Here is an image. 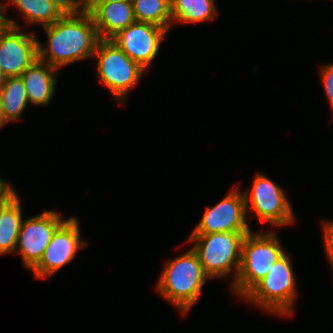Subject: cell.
Returning a JSON list of instances; mask_svg holds the SVG:
<instances>
[{
  "label": "cell",
  "mask_w": 333,
  "mask_h": 333,
  "mask_svg": "<svg viewBox=\"0 0 333 333\" xmlns=\"http://www.w3.org/2000/svg\"><path fill=\"white\" fill-rule=\"evenodd\" d=\"M47 47L38 41V59L57 68L92 58L101 40L89 12L65 14L52 25L43 27Z\"/></svg>",
  "instance_id": "1"
},
{
  "label": "cell",
  "mask_w": 333,
  "mask_h": 333,
  "mask_svg": "<svg viewBox=\"0 0 333 333\" xmlns=\"http://www.w3.org/2000/svg\"><path fill=\"white\" fill-rule=\"evenodd\" d=\"M209 279L198 255L191 248L166 261L156 291L185 315L198 301L202 295V287Z\"/></svg>",
  "instance_id": "2"
},
{
  "label": "cell",
  "mask_w": 333,
  "mask_h": 333,
  "mask_svg": "<svg viewBox=\"0 0 333 333\" xmlns=\"http://www.w3.org/2000/svg\"><path fill=\"white\" fill-rule=\"evenodd\" d=\"M285 249L274 232L258 233L251 231L244 236L241 244V262L238 275L232 285L234 293L243 298L272 265L280 258Z\"/></svg>",
  "instance_id": "3"
},
{
  "label": "cell",
  "mask_w": 333,
  "mask_h": 333,
  "mask_svg": "<svg viewBox=\"0 0 333 333\" xmlns=\"http://www.w3.org/2000/svg\"><path fill=\"white\" fill-rule=\"evenodd\" d=\"M294 274L291 257L285 252L242 299L272 314L291 316L297 297Z\"/></svg>",
  "instance_id": "4"
},
{
  "label": "cell",
  "mask_w": 333,
  "mask_h": 333,
  "mask_svg": "<svg viewBox=\"0 0 333 333\" xmlns=\"http://www.w3.org/2000/svg\"><path fill=\"white\" fill-rule=\"evenodd\" d=\"M249 232H220L191 234L192 250L198 255L204 272L212 278H228L234 273L232 284L238 275L241 262V244Z\"/></svg>",
  "instance_id": "5"
},
{
  "label": "cell",
  "mask_w": 333,
  "mask_h": 333,
  "mask_svg": "<svg viewBox=\"0 0 333 333\" xmlns=\"http://www.w3.org/2000/svg\"><path fill=\"white\" fill-rule=\"evenodd\" d=\"M97 57V74L100 82L115 97L119 104L127 103V93L142 78L146 71L138 63L131 60L111 40H100L93 58Z\"/></svg>",
  "instance_id": "6"
},
{
  "label": "cell",
  "mask_w": 333,
  "mask_h": 333,
  "mask_svg": "<svg viewBox=\"0 0 333 333\" xmlns=\"http://www.w3.org/2000/svg\"><path fill=\"white\" fill-rule=\"evenodd\" d=\"M4 3H0V67L7 77L21 76L38 59V38L23 33L22 26L4 16Z\"/></svg>",
  "instance_id": "7"
},
{
  "label": "cell",
  "mask_w": 333,
  "mask_h": 333,
  "mask_svg": "<svg viewBox=\"0 0 333 333\" xmlns=\"http://www.w3.org/2000/svg\"><path fill=\"white\" fill-rule=\"evenodd\" d=\"M255 176L251 191L248 188L243 192L246 212L251 207L255 218L274 227L294 224L295 217L286 192L266 175L258 173Z\"/></svg>",
  "instance_id": "8"
},
{
  "label": "cell",
  "mask_w": 333,
  "mask_h": 333,
  "mask_svg": "<svg viewBox=\"0 0 333 333\" xmlns=\"http://www.w3.org/2000/svg\"><path fill=\"white\" fill-rule=\"evenodd\" d=\"M78 218L66 219L53 233L39 263L32 269L35 278H48L72 261L78 250L88 246L81 238Z\"/></svg>",
  "instance_id": "9"
},
{
  "label": "cell",
  "mask_w": 333,
  "mask_h": 333,
  "mask_svg": "<svg viewBox=\"0 0 333 333\" xmlns=\"http://www.w3.org/2000/svg\"><path fill=\"white\" fill-rule=\"evenodd\" d=\"M64 221L56 210L45 209L42 214L23 220L16 252L26 268L32 270L39 263L53 233Z\"/></svg>",
  "instance_id": "10"
},
{
  "label": "cell",
  "mask_w": 333,
  "mask_h": 333,
  "mask_svg": "<svg viewBox=\"0 0 333 333\" xmlns=\"http://www.w3.org/2000/svg\"><path fill=\"white\" fill-rule=\"evenodd\" d=\"M167 32L157 25L135 21L110 40L131 60L147 70L158 55Z\"/></svg>",
  "instance_id": "11"
},
{
  "label": "cell",
  "mask_w": 333,
  "mask_h": 333,
  "mask_svg": "<svg viewBox=\"0 0 333 333\" xmlns=\"http://www.w3.org/2000/svg\"><path fill=\"white\" fill-rule=\"evenodd\" d=\"M236 187L213 207H206L192 234L251 232L243 192Z\"/></svg>",
  "instance_id": "12"
},
{
  "label": "cell",
  "mask_w": 333,
  "mask_h": 333,
  "mask_svg": "<svg viewBox=\"0 0 333 333\" xmlns=\"http://www.w3.org/2000/svg\"><path fill=\"white\" fill-rule=\"evenodd\" d=\"M86 11L90 13L102 40H110L136 21L132 2L86 4Z\"/></svg>",
  "instance_id": "13"
},
{
  "label": "cell",
  "mask_w": 333,
  "mask_h": 333,
  "mask_svg": "<svg viewBox=\"0 0 333 333\" xmlns=\"http://www.w3.org/2000/svg\"><path fill=\"white\" fill-rule=\"evenodd\" d=\"M56 68L37 59L21 75L29 103L36 106L48 105L56 90L58 73Z\"/></svg>",
  "instance_id": "14"
},
{
  "label": "cell",
  "mask_w": 333,
  "mask_h": 333,
  "mask_svg": "<svg viewBox=\"0 0 333 333\" xmlns=\"http://www.w3.org/2000/svg\"><path fill=\"white\" fill-rule=\"evenodd\" d=\"M17 194L0 210V255L16 251L23 222L21 203Z\"/></svg>",
  "instance_id": "15"
},
{
  "label": "cell",
  "mask_w": 333,
  "mask_h": 333,
  "mask_svg": "<svg viewBox=\"0 0 333 333\" xmlns=\"http://www.w3.org/2000/svg\"><path fill=\"white\" fill-rule=\"evenodd\" d=\"M0 92L4 121L9 123L19 120L27 104H29L28 95L21 76L7 77Z\"/></svg>",
  "instance_id": "16"
},
{
  "label": "cell",
  "mask_w": 333,
  "mask_h": 333,
  "mask_svg": "<svg viewBox=\"0 0 333 333\" xmlns=\"http://www.w3.org/2000/svg\"><path fill=\"white\" fill-rule=\"evenodd\" d=\"M173 21L197 23L213 20L216 16L215 0H170Z\"/></svg>",
  "instance_id": "17"
},
{
  "label": "cell",
  "mask_w": 333,
  "mask_h": 333,
  "mask_svg": "<svg viewBox=\"0 0 333 333\" xmlns=\"http://www.w3.org/2000/svg\"><path fill=\"white\" fill-rule=\"evenodd\" d=\"M15 5L25 18L27 24L52 25L64 14L52 0H8Z\"/></svg>",
  "instance_id": "18"
},
{
  "label": "cell",
  "mask_w": 333,
  "mask_h": 333,
  "mask_svg": "<svg viewBox=\"0 0 333 333\" xmlns=\"http://www.w3.org/2000/svg\"><path fill=\"white\" fill-rule=\"evenodd\" d=\"M136 21L151 23L169 31L172 24L170 0H133Z\"/></svg>",
  "instance_id": "19"
},
{
  "label": "cell",
  "mask_w": 333,
  "mask_h": 333,
  "mask_svg": "<svg viewBox=\"0 0 333 333\" xmlns=\"http://www.w3.org/2000/svg\"><path fill=\"white\" fill-rule=\"evenodd\" d=\"M54 4L65 14H81L86 12L85 0H52Z\"/></svg>",
  "instance_id": "20"
},
{
  "label": "cell",
  "mask_w": 333,
  "mask_h": 333,
  "mask_svg": "<svg viewBox=\"0 0 333 333\" xmlns=\"http://www.w3.org/2000/svg\"><path fill=\"white\" fill-rule=\"evenodd\" d=\"M320 75L322 77L326 97H328V101L331 105L333 113V63L322 65V67L320 68Z\"/></svg>",
  "instance_id": "21"
},
{
  "label": "cell",
  "mask_w": 333,
  "mask_h": 333,
  "mask_svg": "<svg viewBox=\"0 0 333 333\" xmlns=\"http://www.w3.org/2000/svg\"><path fill=\"white\" fill-rule=\"evenodd\" d=\"M322 230H323V239H324V247L325 252L330 262V265L333 269V221H324L322 222Z\"/></svg>",
  "instance_id": "22"
},
{
  "label": "cell",
  "mask_w": 333,
  "mask_h": 333,
  "mask_svg": "<svg viewBox=\"0 0 333 333\" xmlns=\"http://www.w3.org/2000/svg\"><path fill=\"white\" fill-rule=\"evenodd\" d=\"M16 193L12 185L0 177V202H8Z\"/></svg>",
  "instance_id": "23"
},
{
  "label": "cell",
  "mask_w": 333,
  "mask_h": 333,
  "mask_svg": "<svg viewBox=\"0 0 333 333\" xmlns=\"http://www.w3.org/2000/svg\"><path fill=\"white\" fill-rule=\"evenodd\" d=\"M132 2L133 0H85L86 4H101L109 2Z\"/></svg>",
  "instance_id": "24"
},
{
  "label": "cell",
  "mask_w": 333,
  "mask_h": 333,
  "mask_svg": "<svg viewBox=\"0 0 333 333\" xmlns=\"http://www.w3.org/2000/svg\"><path fill=\"white\" fill-rule=\"evenodd\" d=\"M7 123L4 121L3 111H2V97L0 92V129L6 125Z\"/></svg>",
  "instance_id": "25"
},
{
  "label": "cell",
  "mask_w": 333,
  "mask_h": 333,
  "mask_svg": "<svg viewBox=\"0 0 333 333\" xmlns=\"http://www.w3.org/2000/svg\"><path fill=\"white\" fill-rule=\"evenodd\" d=\"M7 76L2 72L1 67H0V89L3 87L5 81H6Z\"/></svg>",
  "instance_id": "26"
},
{
  "label": "cell",
  "mask_w": 333,
  "mask_h": 333,
  "mask_svg": "<svg viewBox=\"0 0 333 333\" xmlns=\"http://www.w3.org/2000/svg\"><path fill=\"white\" fill-rule=\"evenodd\" d=\"M7 202H0V210Z\"/></svg>",
  "instance_id": "27"
}]
</instances>
